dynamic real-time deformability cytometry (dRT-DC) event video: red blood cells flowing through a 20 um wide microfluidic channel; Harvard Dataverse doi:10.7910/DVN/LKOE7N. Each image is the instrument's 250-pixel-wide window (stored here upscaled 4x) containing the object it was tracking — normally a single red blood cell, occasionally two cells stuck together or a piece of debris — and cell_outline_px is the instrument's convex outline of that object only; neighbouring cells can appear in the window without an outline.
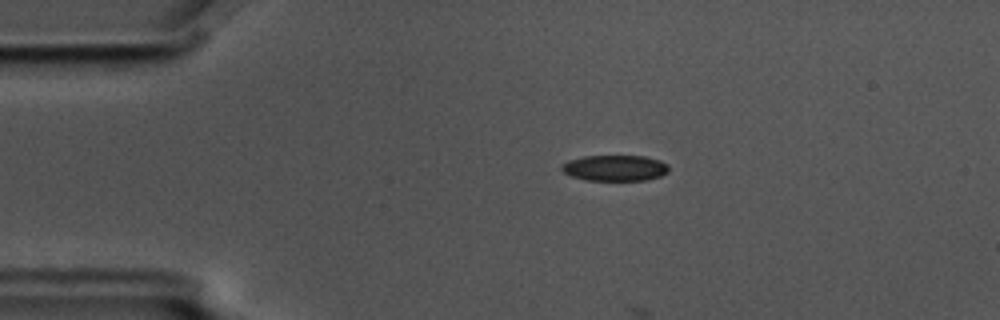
{"species": "common noctule bat (a hibernating species)", "species_latin": "Nyctalus noctula", "temperature_condition": "cold", "stored_images_in_passage": 8, "camera_frame_rate_fps": 3000, "um_per_image_px": 0.085, "animal": {"sex": "male", "body_mass_g": 17.5, "forearm_length_mm": 52.3}, "frame": {"image": 1, "passage_image": 1, "time_ms": 0.0, "image_size_px": [1000, 320], "cell_outline_px": [[668, 172], [660, 176], [644, 180], [584, 180], [572, 176], [564, 172], [560, 168], [568, 160], [584, 156], [644, 156], [660, 160], [668, 164]], "centroid_in_image_um": [52.28, 14.28], "position_along_channel_um": 32.7, "area_um2": 16.07}}